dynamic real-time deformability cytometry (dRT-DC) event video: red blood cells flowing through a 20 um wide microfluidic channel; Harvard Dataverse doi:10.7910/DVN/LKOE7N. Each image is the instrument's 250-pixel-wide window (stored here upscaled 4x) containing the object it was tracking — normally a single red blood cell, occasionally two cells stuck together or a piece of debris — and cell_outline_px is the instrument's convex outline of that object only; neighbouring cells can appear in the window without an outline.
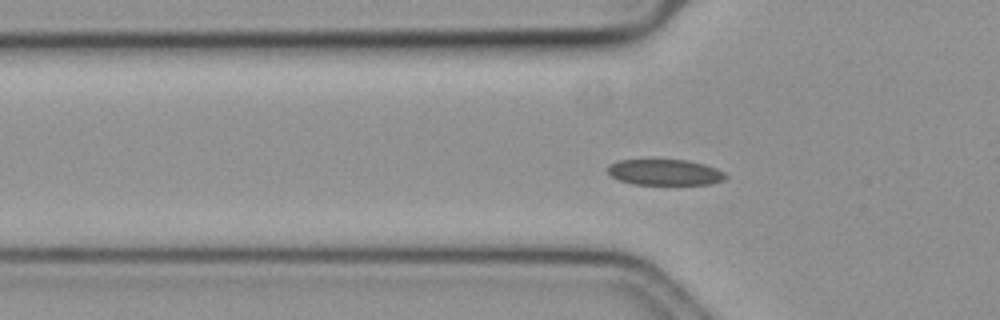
{"species": "common noctule bat (a hibernating species)", "species_latin": "Nyctalus noctula", "temperature_condition": "cold", "stored_images_in_passage": 45, "camera_frame_rate_fps": 3000, "um_per_image_px": 0.085, "animal": {"sex": "female", "body_mass_g": 19.3, "forearm_length_mm": 54.1}, "frame": {"image": 1, "passage_image": 5, "time_ms": 1.333, "image_size_px": [1000, 320], "cell_outline_px": [[728, 176], [724, 180], [712, 184], [632, 184], [620, 180], [612, 176], [608, 172], [608, 164], [616, 160], [684, 160], [704, 164], [716, 168], [724, 172]], "centroid_in_image_um": [56.52, 14.64], "position_along_channel_um": 69.3, "area_um2": 17.74}}
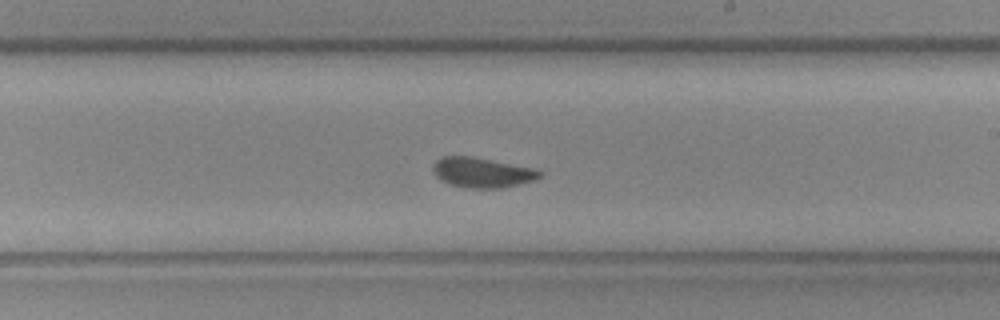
{"frame": {"image": 2, "passage_image": 20, "time_ms": 6.333, "image_size_px": [1000, 320], "cell_outline_px": [[544, 176], [532, 180], [504, 188], [472, 188], [448, 184], [440, 180], [432, 172], [432, 164], [440, 156], [472, 156], [532, 168], [544, 172]], "centroid_in_image_um": [40.94, 14.66], "position_along_channel_um": 248.1, "area_um2": 18.79}}
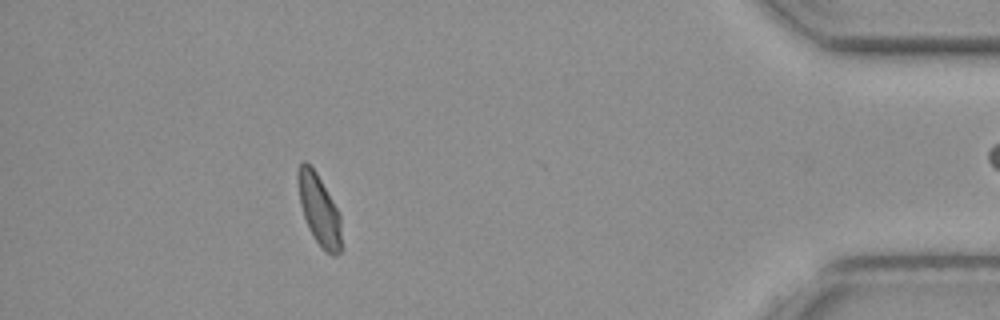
{"frame": {"image": 3, "passage_image": 38, "time_ms": 12.333, "image_size_px": [1000, 320], "cell_outline_px": [[344, 248], [336, 256], [332, 256], [316, 240], [308, 228], [300, 204], [296, 180], [296, 172], [300, 164], [304, 160], [316, 172], [336, 208], [340, 216]], "centroid_in_image_um": [27.13, 17.86], "position_along_channel_um": 408.1, "area_um2": 17.98}, "authors_computed_cell_mechanics": {"area_um2": 18.5538, "velocity_mm_per_s": 3.5876, "shape_relaxation_time_tau1_ms": null, "shape_relaxation_time_tau2_ms": 0.7815, "deformation_change_tau1": null, "deformation_change_tau2": 0.0329}}